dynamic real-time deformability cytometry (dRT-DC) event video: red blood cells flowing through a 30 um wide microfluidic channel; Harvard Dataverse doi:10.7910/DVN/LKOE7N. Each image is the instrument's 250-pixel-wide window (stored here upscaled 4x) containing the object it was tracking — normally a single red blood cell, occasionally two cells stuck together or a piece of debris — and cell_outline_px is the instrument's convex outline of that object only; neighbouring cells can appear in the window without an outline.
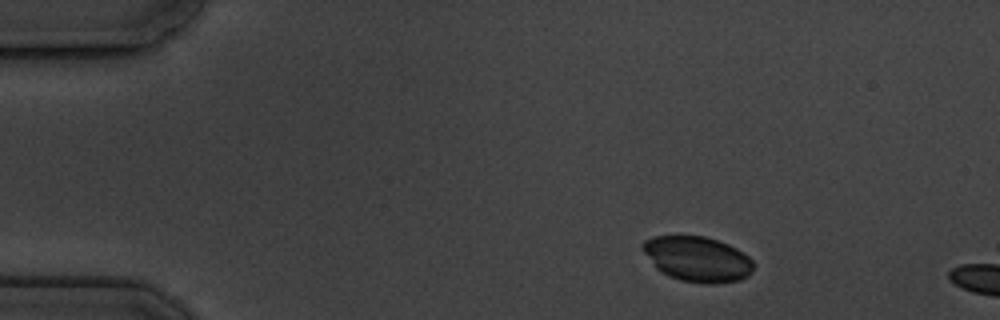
{"species": "common noctule bat (a hibernating species)", "species_latin": "Nyctalus noctula", "temperature_condition": "cold", "stored_images_in_passage": 3, "camera_frame_rate_fps": 3000, "um_per_image_px": 0.085, "animal": {"sex": "male", "body_mass_g": 19.5, "forearm_length_mm": 54.6}, "frame": {"image": 1, "passage_image": 1, "time_ms": 0.0, "image_size_px": [1000, 320], "cell_outline_px": [[756, 264], [752, 272], [748, 276], [740, 280], [716, 284], [704, 284], [680, 280], [668, 276], [660, 272], [656, 268], [640, 248], [640, 244], [644, 240], [652, 236], [704, 236], [728, 244], [736, 248], [748, 256]], "centroid_in_image_um": [59.27, 22.03], "position_along_channel_um": 25.7, "area_um2": 29.59}}